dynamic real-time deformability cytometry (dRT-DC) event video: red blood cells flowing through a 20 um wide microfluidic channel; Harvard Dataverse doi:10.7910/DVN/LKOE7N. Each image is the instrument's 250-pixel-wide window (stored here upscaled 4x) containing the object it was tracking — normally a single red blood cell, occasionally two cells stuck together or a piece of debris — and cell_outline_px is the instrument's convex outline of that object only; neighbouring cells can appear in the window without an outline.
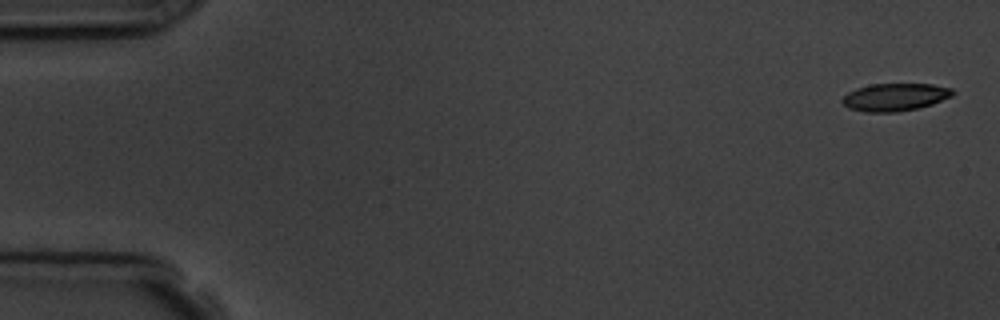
{"species": "common noctule bat (a hibernating species)", "species_latin": "Nyctalus noctula", "temperature_condition": "room temperature", "stored_images_in_passage": 4, "camera_frame_rate_fps": 3000, "um_per_image_px": 0.085, "animal": {"sex": "male", "body_mass_g": 19.5, "forearm_length_mm": 54.6}, "frame": {"image": 1, "passage_image": 1, "time_ms": 0.0, "image_size_px": [1000, 320], "cell_outline_px": [[956, 92], [952, 96], [932, 104], [916, 108], [896, 112], [864, 112], [848, 108], [840, 100], [848, 92], [856, 88], [872, 84], [932, 84], [952, 88]], "centroid_in_image_um": [76.07, 8.25], "position_along_channel_um": 8.9, "area_um2": 17.8}}
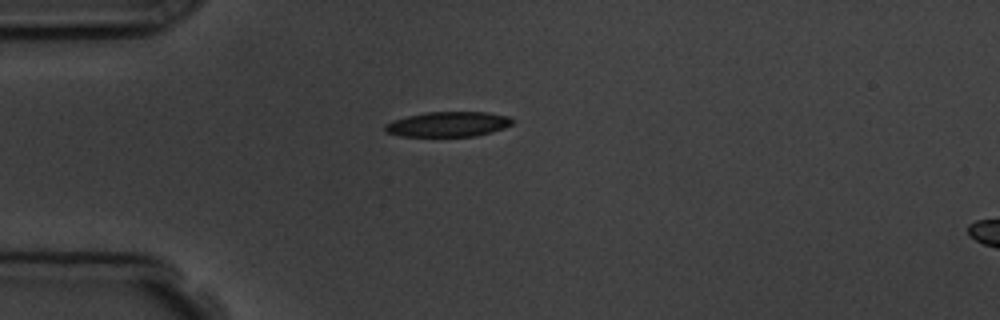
{"frame": {"image": 2, "passage_image": 4, "time_ms": 4.333, "image_size_px": [1000, 320], "cell_outline_px": [[516, 120], [512, 124], [504, 128], [492, 132], [476, 136], [400, 136], [388, 132], [384, 128], [384, 124], [392, 120], [408, 116], [428, 112], [488, 112], [508, 116]], "centroid_in_image_um": [38.13, 10.55], "position_along_channel_um": 46.9, "area_um2": 18.61}}